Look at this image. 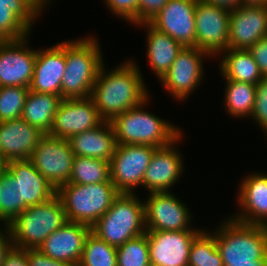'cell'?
Returning <instances> with one entry per match:
<instances>
[{"label":"cell","instance_id":"36","mask_svg":"<svg viewBox=\"0 0 267 266\" xmlns=\"http://www.w3.org/2000/svg\"><path fill=\"white\" fill-rule=\"evenodd\" d=\"M250 118L255 121L253 123H256L259 129L261 128L267 140V77H263L256 85L254 107Z\"/></svg>","mask_w":267,"mask_h":266},{"label":"cell","instance_id":"12","mask_svg":"<svg viewBox=\"0 0 267 266\" xmlns=\"http://www.w3.org/2000/svg\"><path fill=\"white\" fill-rule=\"evenodd\" d=\"M230 12L197 0L195 9L196 47L216 59L228 49Z\"/></svg>","mask_w":267,"mask_h":266},{"label":"cell","instance_id":"3","mask_svg":"<svg viewBox=\"0 0 267 266\" xmlns=\"http://www.w3.org/2000/svg\"><path fill=\"white\" fill-rule=\"evenodd\" d=\"M96 35L66 40V67L61 83L62 99L90 97L91 90L105 63ZM99 41V42H98Z\"/></svg>","mask_w":267,"mask_h":266},{"label":"cell","instance_id":"23","mask_svg":"<svg viewBox=\"0 0 267 266\" xmlns=\"http://www.w3.org/2000/svg\"><path fill=\"white\" fill-rule=\"evenodd\" d=\"M42 135L22 118L0 122V154L7 162L30 160Z\"/></svg>","mask_w":267,"mask_h":266},{"label":"cell","instance_id":"16","mask_svg":"<svg viewBox=\"0 0 267 266\" xmlns=\"http://www.w3.org/2000/svg\"><path fill=\"white\" fill-rule=\"evenodd\" d=\"M236 204L231 218L245 224L267 226V173L250 172L239 181Z\"/></svg>","mask_w":267,"mask_h":266},{"label":"cell","instance_id":"46","mask_svg":"<svg viewBox=\"0 0 267 266\" xmlns=\"http://www.w3.org/2000/svg\"><path fill=\"white\" fill-rule=\"evenodd\" d=\"M1 3H44L42 0H0Z\"/></svg>","mask_w":267,"mask_h":266},{"label":"cell","instance_id":"19","mask_svg":"<svg viewBox=\"0 0 267 266\" xmlns=\"http://www.w3.org/2000/svg\"><path fill=\"white\" fill-rule=\"evenodd\" d=\"M267 36V5H241L230 12L228 49L248 50Z\"/></svg>","mask_w":267,"mask_h":266},{"label":"cell","instance_id":"6","mask_svg":"<svg viewBox=\"0 0 267 266\" xmlns=\"http://www.w3.org/2000/svg\"><path fill=\"white\" fill-rule=\"evenodd\" d=\"M68 222L59 197L29 206L8 226L13 245L23 249H38L55 230Z\"/></svg>","mask_w":267,"mask_h":266},{"label":"cell","instance_id":"32","mask_svg":"<svg viewBox=\"0 0 267 266\" xmlns=\"http://www.w3.org/2000/svg\"><path fill=\"white\" fill-rule=\"evenodd\" d=\"M78 266H117L116 247L90 231L85 239Z\"/></svg>","mask_w":267,"mask_h":266},{"label":"cell","instance_id":"17","mask_svg":"<svg viewBox=\"0 0 267 266\" xmlns=\"http://www.w3.org/2000/svg\"><path fill=\"white\" fill-rule=\"evenodd\" d=\"M201 231H146L150 265L188 266L191 244Z\"/></svg>","mask_w":267,"mask_h":266},{"label":"cell","instance_id":"38","mask_svg":"<svg viewBox=\"0 0 267 266\" xmlns=\"http://www.w3.org/2000/svg\"><path fill=\"white\" fill-rule=\"evenodd\" d=\"M168 3V0H138V24L149 23Z\"/></svg>","mask_w":267,"mask_h":266},{"label":"cell","instance_id":"13","mask_svg":"<svg viewBox=\"0 0 267 266\" xmlns=\"http://www.w3.org/2000/svg\"><path fill=\"white\" fill-rule=\"evenodd\" d=\"M184 133L168 146L155 150L143 177V188L147 193L172 192L173 186L185 174L184 157L177 148L186 138Z\"/></svg>","mask_w":267,"mask_h":266},{"label":"cell","instance_id":"26","mask_svg":"<svg viewBox=\"0 0 267 266\" xmlns=\"http://www.w3.org/2000/svg\"><path fill=\"white\" fill-rule=\"evenodd\" d=\"M74 156L90 157L110 162L116 148V137L109 121L69 139Z\"/></svg>","mask_w":267,"mask_h":266},{"label":"cell","instance_id":"43","mask_svg":"<svg viewBox=\"0 0 267 266\" xmlns=\"http://www.w3.org/2000/svg\"><path fill=\"white\" fill-rule=\"evenodd\" d=\"M206 3L217 5L218 7H222L229 11L235 10L239 6H241V0H199Z\"/></svg>","mask_w":267,"mask_h":266},{"label":"cell","instance_id":"34","mask_svg":"<svg viewBox=\"0 0 267 266\" xmlns=\"http://www.w3.org/2000/svg\"><path fill=\"white\" fill-rule=\"evenodd\" d=\"M117 266H151L147 234L126 241L116 247Z\"/></svg>","mask_w":267,"mask_h":266},{"label":"cell","instance_id":"33","mask_svg":"<svg viewBox=\"0 0 267 266\" xmlns=\"http://www.w3.org/2000/svg\"><path fill=\"white\" fill-rule=\"evenodd\" d=\"M18 215V181L6 170L0 176V226L8 227Z\"/></svg>","mask_w":267,"mask_h":266},{"label":"cell","instance_id":"18","mask_svg":"<svg viewBox=\"0 0 267 266\" xmlns=\"http://www.w3.org/2000/svg\"><path fill=\"white\" fill-rule=\"evenodd\" d=\"M103 121L90 97L62 99L49 134L69 140L76 134L95 128Z\"/></svg>","mask_w":267,"mask_h":266},{"label":"cell","instance_id":"31","mask_svg":"<svg viewBox=\"0 0 267 266\" xmlns=\"http://www.w3.org/2000/svg\"><path fill=\"white\" fill-rule=\"evenodd\" d=\"M188 266H224L211 229L204 228L193 240Z\"/></svg>","mask_w":267,"mask_h":266},{"label":"cell","instance_id":"25","mask_svg":"<svg viewBox=\"0 0 267 266\" xmlns=\"http://www.w3.org/2000/svg\"><path fill=\"white\" fill-rule=\"evenodd\" d=\"M135 27L146 30V59L149 68L160 81L183 46L168 34L158 31L150 23H141Z\"/></svg>","mask_w":267,"mask_h":266},{"label":"cell","instance_id":"2","mask_svg":"<svg viewBox=\"0 0 267 266\" xmlns=\"http://www.w3.org/2000/svg\"><path fill=\"white\" fill-rule=\"evenodd\" d=\"M151 99L153 98L149 96L141 104L129 108L110 121L117 144L149 145L161 148L171 144L183 133L178 125L148 112Z\"/></svg>","mask_w":267,"mask_h":266},{"label":"cell","instance_id":"47","mask_svg":"<svg viewBox=\"0 0 267 266\" xmlns=\"http://www.w3.org/2000/svg\"><path fill=\"white\" fill-rule=\"evenodd\" d=\"M7 161L0 154V176L6 171Z\"/></svg>","mask_w":267,"mask_h":266},{"label":"cell","instance_id":"39","mask_svg":"<svg viewBox=\"0 0 267 266\" xmlns=\"http://www.w3.org/2000/svg\"><path fill=\"white\" fill-rule=\"evenodd\" d=\"M248 51L255 59L263 77H267V36L253 44Z\"/></svg>","mask_w":267,"mask_h":266},{"label":"cell","instance_id":"24","mask_svg":"<svg viewBox=\"0 0 267 266\" xmlns=\"http://www.w3.org/2000/svg\"><path fill=\"white\" fill-rule=\"evenodd\" d=\"M48 8L45 3L0 2V41L18 40L31 36L35 21L37 22Z\"/></svg>","mask_w":267,"mask_h":266},{"label":"cell","instance_id":"40","mask_svg":"<svg viewBox=\"0 0 267 266\" xmlns=\"http://www.w3.org/2000/svg\"><path fill=\"white\" fill-rule=\"evenodd\" d=\"M29 266H73L68 262L52 259L39 249H27Z\"/></svg>","mask_w":267,"mask_h":266},{"label":"cell","instance_id":"41","mask_svg":"<svg viewBox=\"0 0 267 266\" xmlns=\"http://www.w3.org/2000/svg\"><path fill=\"white\" fill-rule=\"evenodd\" d=\"M2 266H29L27 249L13 246L7 252Z\"/></svg>","mask_w":267,"mask_h":266},{"label":"cell","instance_id":"42","mask_svg":"<svg viewBox=\"0 0 267 266\" xmlns=\"http://www.w3.org/2000/svg\"><path fill=\"white\" fill-rule=\"evenodd\" d=\"M0 266L3 265L7 252L14 246L7 226H0Z\"/></svg>","mask_w":267,"mask_h":266},{"label":"cell","instance_id":"28","mask_svg":"<svg viewBox=\"0 0 267 266\" xmlns=\"http://www.w3.org/2000/svg\"><path fill=\"white\" fill-rule=\"evenodd\" d=\"M61 100V96L55 94L29 90L20 118L43 134H49Z\"/></svg>","mask_w":267,"mask_h":266},{"label":"cell","instance_id":"29","mask_svg":"<svg viewBox=\"0 0 267 266\" xmlns=\"http://www.w3.org/2000/svg\"><path fill=\"white\" fill-rule=\"evenodd\" d=\"M222 80L226 82L222 102L226 114L228 113L233 119L242 117L249 119L254 107L256 85L226 78Z\"/></svg>","mask_w":267,"mask_h":266},{"label":"cell","instance_id":"37","mask_svg":"<svg viewBox=\"0 0 267 266\" xmlns=\"http://www.w3.org/2000/svg\"><path fill=\"white\" fill-rule=\"evenodd\" d=\"M103 3L115 18H121L132 27L138 25V0H103Z\"/></svg>","mask_w":267,"mask_h":266},{"label":"cell","instance_id":"10","mask_svg":"<svg viewBox=\"0 0 267 266\" xmlns=\"http://www.w3.org/2000/svg\"><path fill=\"white\" fill-rule=\"evenodd\" d=\"M157 148L149 145L117 144L110 160V178L120 193H136Z\"/></svg>","mask_w":267,"mask_h":266},{"label":"cell","instance_id":"27","mask_svg":"<svg viewBox=\"0 0 267 266\" xmlns=\"http://www.w3.org/2000/svg\"><path fill=\"white\" fill-rule=\"evenodd\" d=\"M217 59L220 61L218 71L221 78L253 85H257L263 78L255 59L248 50L227 49Z\"/></svg>","mask_w":267,"mask_h":266},{"label":"cell","instance_id":"20","mask_svg":"<svg viewBox=\"0 0 267 266\" xmlns=\"http://www.w3.org/2000/svg\"><path fill=\"white\" fill-rule=\"evenodd\" d=\"M6 170L18 181L19 214L29 206L44 203L57 194V189L34 167L30 160H11Z\"/></svg>","mask_w":267,"mask_h":266},{"label":"cell","instance_id":"44","mask_svg":"<svg viewBox=\"0 0 267 266\" xmlns=\"http://www.w3.org/2000/svg\"><path fill=\"white\" fill-rule=\"evenodd\" d=\"M224 266H267V260H253V263H231Z\"/></svg>","mask_w":267,"mask_h":266},{"label":"cell","instance_id":"7","mask_svg":"<svg viewBox=\"0 0 267 266\" xmlns=\"http://www.w3.org/2000/svg\"><path fill=\"white\" fill-rule=\"evenodd\" d=\"M120 194L112 182L89 185L65 183L57 188L67 220L90 227L111 207Z\"/></svg>","mask_w":267,"mask_h":266},{"label":"cell","instance_id":"22","mask_svg":"<svg viewBox=\"0 0 267 266\" xmlns=\"http://www.w3.org/2000/svg\"><path fill=\"white\" fill-rule=\"evenodd\" d=\"M90 231L88 225L68 221L50 234L38 249L52 259L78 266Z\"/></svg>","mask_w":267,"mask_h":266},{"label":"cell","instance_id":"30","mask_svg":"<svg viewBox=\"0 0 267 266\" xmlns=\"http://www.w3.org/2000/svg\"><path fill=\"white\" fill-rule=\"evenodd\" d=\"M102 182H112L110 162L90 157L74 156L68 183L89 185Z\"/></svg>","mask_w":267,"mask_h":266},{"label":"cell","instance_id":"5","mask_svg":"<svg viewBox=\"0 0 267 266\" xmlns=\"http://www.w3.org/2000/svg\"><path fill=\"white\" fill-rule=\"evenodd\" d=\"M91 232L115 247L144 234V200L136 193H120L110 209L93 224Z\"/></svg>","mask_w":267,"mask_h":266},{"label":"cell","instance_id":"11","mask_svg":"<svg viewBox=\"0 0 267 266\" xmlns=\"http://www.w3.org/2000/svg\"><path fill=\"white\" fill-rule=\"evenodd\" d=\"M74 153L69 140L43 134L30 161L56 189L71 177Z\"/></svg>","mask_w":267,"mask_h":266},{"label":"cell","instance_id":"8","mask_svg":"<svg viewBox=\"0 0 267 266\" xmlns=\"http://www.w3.org/2000/svg\"><path fill=\"white\" fill-rule=\"evenodd\" d=\"M211 56L197 47H183L168 72L158 81L161 87L180 104L201 87L205 78L204 63ZM205 70V71H204Z\"/></svg>","mask_w":267,"mask_h":266},{"label":"cell","instance_id":"21","mask_svg":"<svg viewBox=\"0 0 267 266\" xmlns=\"http://www.w3.org/2000/svg\"><path fill=\"white\" fill-rule=\"evenodd\" d=\"M66 67V40L37 49L33 79L29 90L61 96V83Z\"/></svg>","mask_w":267,"mask_h":266},{"label":"cell","instance_id":"4","mask_svg":"<svg viewBox=\"0 0 267 266\" xmlns=\"http://www.w3.org/2000/svg\"><path fill=\"white\" fill-rule=\"evenodd\" d=\"M228 217L211 230L223 265L267 260V226L245 224Z\"/></svg>","mask_w":267,"mask_h":266},{"label":"cell","instance_id":"9","mask_svg":"<svg viewBox=\"0 0 267 266\" xmlns=\"http://www.w3.org/2000/svg\"><path fill=\"white\" fill-rule=\"evenodd\" d=\"M173 193H148L143 199L146 231L203 230L205 227H193L188 205Z\"/></svg>","mask_w":267,"mask_h":266},{"label":"cell","instance_id":"1","mask_svg":"<svg viewBox=\"0 0 267 266\" xmlns=\"http://www.w3.org/2000/svg\"><path fill=\"white\" fill-rule=\"evenodd\" d=\"M104 63L91 90L90 98L104 121L135 107L151 96L136 60L126 59L106 69ZM110 70V71H109Z\"/></svg>","mask_w":267,"mask_h":266},{"label":"cell","instance_id":"14","mask_svg":"<svg viewBox=\"0 0 267 266\" xmlns=\"http://www.w3.org/2000/svg\"><path fill=\"white\" fill-rule=\"evenodd\" d=\"M23 39L0 41V87H30L37 49Z\"/></svg>","mask_w":267,"mask_h":266},{"label":"cell","instance_id":"45","mask_svg":"<svg viewBox=\"0 0 267 266\" xmlns=\"http://www.w3.org/2000/svg\"><path fill=\"white\" fill-rule=\"evenodd\" d=\"M242 5H267V0H241Z\"/></svg>","mask_w":267,"mask_h":266},{"label":"cell","instance_id":"35","mask_svg":"<svg viewBox=\"0 0 267 266\" xmlns=\"http://www.w3.org/2000/svg\"><path fill=\"white\" fill-rule=\"evenodd\" d=\"M29 87H0V122L19 119Z\"/></svg>","mask_w":267,"mask_h":266},{"label":"cell","instance_id":"15","mask_svg":"<svg viewBox=\"0 0 267 266\" xmlns=\"http://www.w3.org/2000/svg\"><path fill=\"white\" fill-rule=\"evenodd\" d=\"M196 4L197 0H168L149 23L183 47H196Z\"/></svg>","mask_w":267,"mask_h":266}]
</instances>
